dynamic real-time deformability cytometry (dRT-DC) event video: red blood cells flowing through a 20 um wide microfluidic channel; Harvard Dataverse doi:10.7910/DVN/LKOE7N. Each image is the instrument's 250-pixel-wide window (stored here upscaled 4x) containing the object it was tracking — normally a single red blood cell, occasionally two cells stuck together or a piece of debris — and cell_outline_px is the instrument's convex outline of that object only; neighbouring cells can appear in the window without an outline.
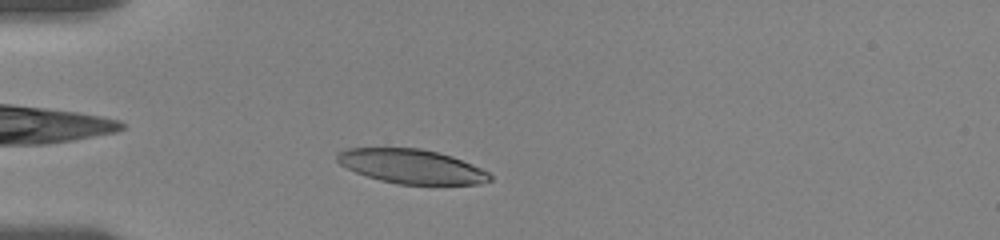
{"species": "human", "species_latin": "Homo sapiens", "temperature_condition": "room temperature", "stored_images_in_passage": 33, "camera_frame_rate_fps": 3000, "um_per_image_px": 0.085, "donor": {"sex": "female"}, "frame": {"image": 1, "passage_image": 10, "time_ms": 2.0, "image_size_px": [1000, 240], "cell_outline_px": [[492, 180], [480, 184], [436, 188], [396, 184], [380, 180], [356, 172], [340, 164], [336, 160], [336, 156], [340, 152], [348, 148], [420, 148], [452, 156], [472, 164], [488, 172], [492, 176]], "centroid_in_image_um": [35.08, 14.21], "position_along_channel_um": 49.9, "area_um2": 31.5}}
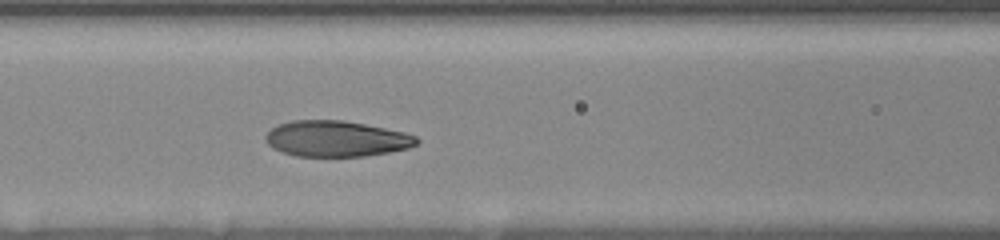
{"frame": {"image": 2, "passage_image": 22, "time_ms": 5.0, "image_size_px": [1000, 240], "cell_outline_px": [[420, 140], [416, 144], [408, 148], [388, 152], [364, 156], [296, 156], [272, 148], [268, 144], [264, 136], [272, 128], [280, 124], [292, 120], [344, 120], [404, 132], [416, 136]], "centroid_in_image_um": [28.58, 11.79], "position_along_channel_um": 138.0, "area_um2": 31.39}}
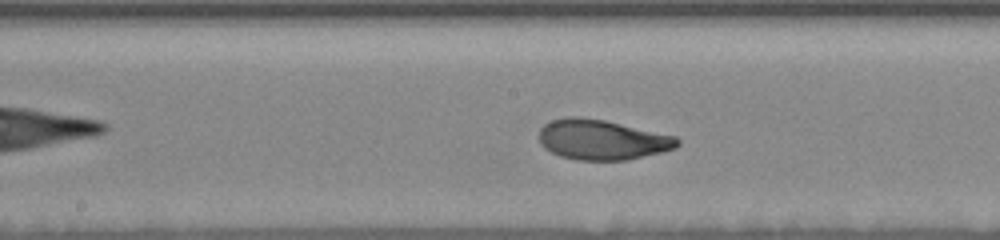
{"frame": {"image": 3, "passage_image": 29, "time_ms": 6.667, "image_size_px": [1000, 240], "cell_outline_px": [[680, 144], [676, 148], [628, 160], [576, 160], [560, 156], [544, 148], [540, 144], [540, 128], [544, 124], [552, 120], [568, 116], [580, 116], [604, 120], [676, 136], [680, 140]], "centroid_in_image_um": [51.16, 11.87], "position_along_channel_um": 197.0, "area_um2": 32.37}}